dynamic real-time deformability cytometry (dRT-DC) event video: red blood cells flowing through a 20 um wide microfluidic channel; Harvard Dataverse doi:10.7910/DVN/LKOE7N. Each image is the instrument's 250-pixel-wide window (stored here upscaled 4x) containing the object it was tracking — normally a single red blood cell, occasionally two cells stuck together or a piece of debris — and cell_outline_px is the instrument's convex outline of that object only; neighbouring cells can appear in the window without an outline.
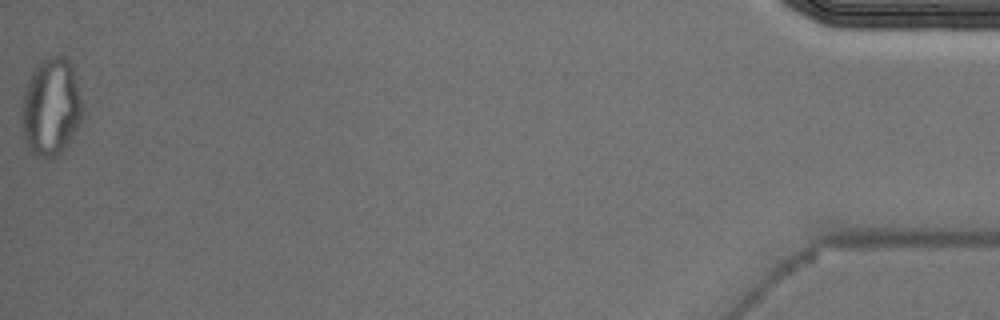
{"species": "Egyptian fruit bat (a non-hibernating species)", "species_latin": "Rousettus aegyptiacus", "temperature_condition": "cold", "stored_images_in_passage": 57, "segment_of_instrument_passage": [2, 2], "camera_frame_rate_fps": 3000, "um_per_image_px": 0.085, "animal": {"sex": "male"}, "frame": {"image": 1, "passage_image": 57, "time_ms": 18.667, "image_size_px": [1000, 320], "cell_outline_px": [[84, 112], [72, 136], [64, 148], [56, 156], [48, 160], [44, 160], [32, 156], [24, 140], [20, 116], [24, 92], [32, 72], [48, 56], [64, 56], [72, 64], [84, 104]], "centroid_in_image_um": [4.34, 9.15], "position_along_channel_um": 430.9, "area_um2": 35.08}}